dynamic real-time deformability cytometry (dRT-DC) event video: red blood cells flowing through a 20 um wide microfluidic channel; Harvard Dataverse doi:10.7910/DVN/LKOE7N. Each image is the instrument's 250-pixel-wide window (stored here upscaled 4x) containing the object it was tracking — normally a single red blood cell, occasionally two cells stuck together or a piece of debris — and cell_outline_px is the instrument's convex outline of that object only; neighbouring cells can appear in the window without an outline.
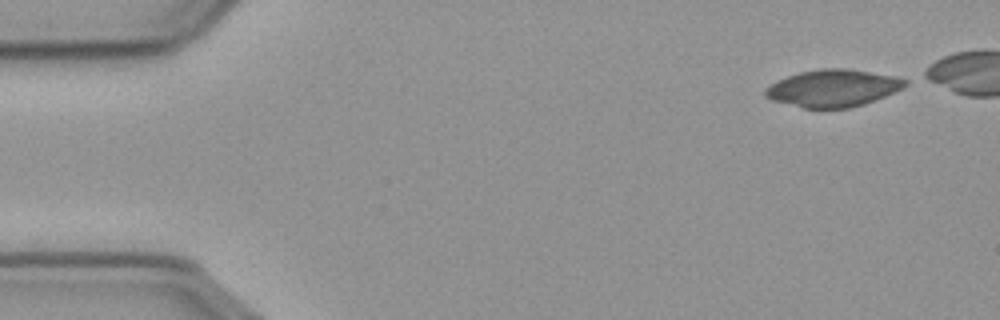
{"species": "common noctule bat (a hibernating species)", "species_latin": "Nyctalus noctula", "temperature_condition": "cold", "stored_images_in_passage": 12, "camera_frame_rate_fps": 3000, "um_per_image_px": 0.085, "animal": {"sex": "male", "body_mass_g": 23.1, "forearm_length_mm": 52.7}, "frame": {"image": 1, "passage_image": 1, "time_ms": 0.0, "image_size_px": [1000, 320], "cell_outline_px": [[908, 84], [884, 96], [864, 104], [848, 108], [804, 108], [772, 100], [764, 96], [764, 88], [776, 80], [800, 72], [820, 68], [848, 68], [896, 76], [908, 80]], "centroid_in_image_um": [70.77, 7.48], "position_along_channel_um": 14.2, "area_um2": 30.29}}